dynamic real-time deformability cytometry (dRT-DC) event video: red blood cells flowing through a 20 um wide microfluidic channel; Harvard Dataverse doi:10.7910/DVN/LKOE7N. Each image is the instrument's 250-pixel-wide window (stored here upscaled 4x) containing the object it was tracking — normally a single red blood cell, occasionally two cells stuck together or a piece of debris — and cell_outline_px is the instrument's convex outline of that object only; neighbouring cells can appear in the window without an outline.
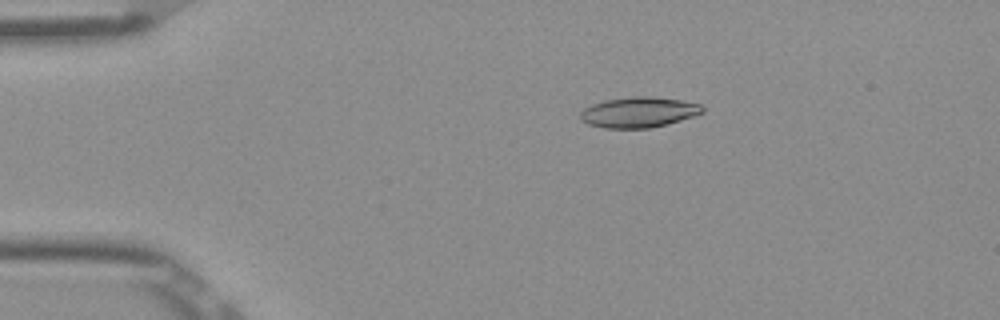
{"species": "Egyptian fruit bat (a non-hibernating species)", "species_latin": "Rousettus aegyptiacus", "temperature_condition": "room temperature", "stored_images_in_passage": 43, "camera_frame_rate_fps": 3000, "um_per_image_px": 0.085, "frame": {"image": 1, "passage_image": 1, "time_ms": 0.0, "image_size_px": [1000, 320], "cell_outline_px": [[704, 112], [668, 124], [648, 128], [604, 128], [588, 124], [580, 120], [580, 112], [584, 108], [592, 104], [604, 100], [636, 96], [652, 96], [680, 100], [700, 104], [704, 108]], "centroid_in_image_um": [54.26, 9.54], "position_along_channel_um": 30.7, "area_um2": 21.68}}
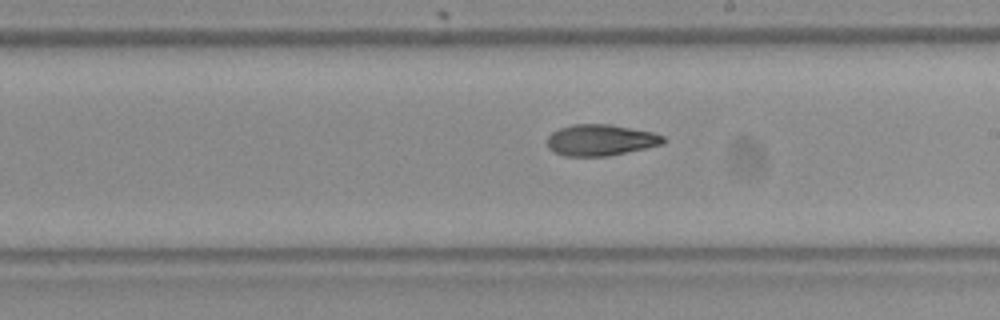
{"frame": {"image": 2, "passage_image": 21, "time_ms": 6.667, "image_size_px": [1000, 320], "cell_outline_px": [[664, 144], [608, 156], [564, 156], [548, 148], [548, 136], [552, 132], [560, 128], [572, 124], [612, 124], [652, 132], [664, 136]], "centroid_in_image_um": [51.05, 11.9], "position_along_channel_um": 237.9, "area_um2": 21.1}}
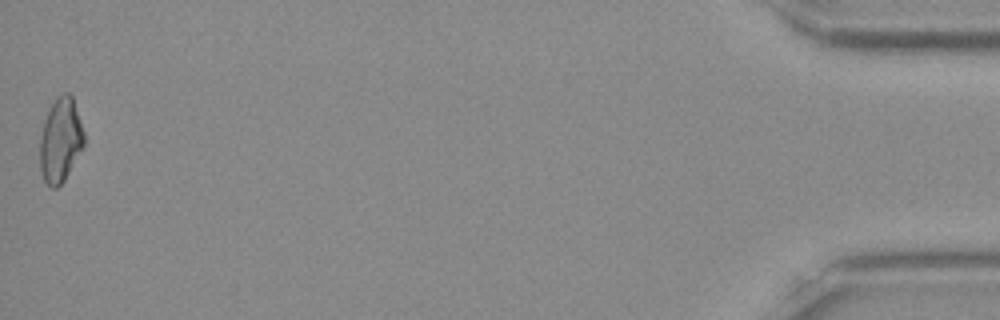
{"frame": {"image": 3, "passage_image": 43, "time_ms": 14.0, "image_size_px": [1000, 320], "cell_outline_px": [[84, 148], [64, 180], [56, 188], [52, 188], [44, 180], [40, 168], [40, 140], [44, 120], [56, 96], [64, 92], [68, 92], [72, 96], [84, 132]], "centroid_in_image_um": [5.15, 11.91], "position_along_channel_um": 430.0, "area_um2": 21.62}, "authors_computed_cell_mechanics": {"area_um2": 21.3282, "velocity_mm_per_s": 3.9132, "shape_relaxation_time_tau1_ms": 6.7541, "shape_relaxation_time_tau2_ms": 7.7683, "deformation_change_tau1": 0.1907, "deformation_change_tau2": 0.1486}}